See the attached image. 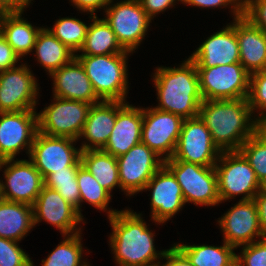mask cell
Instances as JSON below:
<instances>
[{
  "label": "cell",
  "mask_w": 266,
  "mask_h": 266,
  "mask_svg": "<svg viewBox=\"0 0 266 266\" xmlns=\"http://www.w3.org/2000/svg\"><path fill=\"white\" fill-rule=\"evenodd\" d=\"M133 211L124 209L108 217L112 227L109 245L114 261L118 266L159 265L166 249L156 250L155 233L148 228L142 215Z\"/></svg>",
  "instance_id": "1"
},
{
  "label": "cell",
  "mask_w": 266,
  "mask_h": 266,
  "mask_svg": "<svg viewBox=\"0 0 266 266\" xmlns=\"http://www.w3.org/2000/svg\"><path fill=\"white\" fill-rule=\"evenodd\" d=\"M199 117L221 151H238L242 144L261 128L247 98L203 100Z\"/></svg>",
  "instance_id": "2"
},
{
  "label": "cell",
  "mask_w": 266,
  "mask_h": 266,
  "mask_svg": "<svg viewBox=\"0 0 266 266\" xmlns=\"http://www.w3.org/2000/svg\"><path fill=\"white\" fill-rule=\"evenodd\" d=\"M153 73L158 110L170 112L183 119L199 115L203 102L195 63L188 57L179 67L158 66Z\"/></svg>",
  "instance_id": "3"
},
{
  "label": "cell",
  "mask_w": 266,
  "mask_h": 266,
  "mask_svg": "<svg viewBox=\"0 0 266 266\" xmlns=\"http://www.w3.org/2000/svg\"><path fill=\"white\" fill-rule=\"evenodd\" d=\"M129 54L133 53L75 55V58L83 66L101 100L127 102Z\"/></svg>",
  "instance_id": "4"
},
{
  "label": "cell",
  "mask_w": 266,
  "mask_h": 266,
  "mask_svg": "<svg viewBox=\"0 0 266 266\" xmlns=\"http://www.w3.org/2000/svg\"><path fill=\"white\" fill-rule=\"evenodd\" d=\"M214 168L221 203L239 195V200H251L259 192L256 173L239 151H222Z\"/></svg>",
  "instance_id": "5"
},
{
  "label": "cell",
  "mask_w": 266,
  "mask_h": 266,
  "mask_svg": "<svg viewBox=\"0 0 266 266\" xmlns=\"http://www.w3.org/2000/svg\"><path fill=\"white\" fill-rule=\"evenodd\" d=\"M164 165L176 177L185 204L209 207L221 203L214 166H201L185 161H164Z\"/></svg>",
  "instance_id": "6"
},
{
  "label": "cell",
  "mask_w": 266,
  "mask_h": 266,
  "mask_svg": "<svg viewBox=\"0 0 266 266\" xmlns=\"http://www.w3.org/2000/svg\"><path fill=\"white\" fill-rule=\"evenodd\" d=\"M111 0L103 11L105 21L115 33L120 45L135 52L147 34L152 19L147 15L139 0Z\"/></svg>",
  "instance_id": "7"
},
{
  "label": "cell",
  "mask_w": 266,
  "mask_h": 266,
  "mask_svg": "<svg viewBox=\"0 0 266 266\" xmlns=\"http://www.w3.org/2000/svg\"><path fill=\"white\" fill-rule=\"evenodd\" d=\"M49 106L37 113L38 131L48 136L69 137L78 140L91 104L53 96Z\"/></svg>",
  "instance_id": "8"
},
{
  "label": "cell",
  "mask_w": 266,
  "mask_h": 266,
  "mask_svg": "<svg viewBox=\"0 0 266 266\" xmlns=\"http://www.w3.org/2000/svg\"><path fill=\"white\" fill-rule=\"evenodd\" d=\"M203 100L247 98L250 73L241 63L196 68Z\"/></svg>",
  "instance_id": "9"
},
{
  "label": "cell",
  "mask_w": 266,
  "mask_h": 266,
  "mask_svg": "<svg viewBox=\"0 0 266 266\" xmlns=\"http://www.w3.org/2000/svg\"><path fill=\"white\" fill-rule=\"evenodd\" d=\"M77 141L37 131L28 158L43 179L56 171L66 170V167H80L82 150L75 147Z\"/></svg>",
  "instance_id": "10"
},
{
  "label": "cell",
  "mask_w": 266,
  "mask_h": 266,
  "mask_svg": "<svg viewBox=\"0 0 266 266\" xmlns=\"http://www.w3.org/2000/svg\"><path fill=\"white\" fill-rule=\"evenodd\" d=\"M0 171L5 180L0 179V198L33 205L44 186V179L34 164L29 159L2 160Z\"/></svg>",
  "instance_id": "11"
},
{
  "label": "cell",
  "mask_w": 266,
  "mask_h": 266,
  "mask_svg": "<svg viewBox=\"0 0 266 266\" xmlns=\"http://www.w3.org/2000/svg\"><path fill=\"white\" fill-rule=\"evenodd\" d=\"M222 151L212 140L204 121L198 116L184 119L175 152L165 161H185L215 166Z\"/></svg>",
  "instance_id": "12"
},
{
  "label": "cell",
  "mask_w": 266,
  "mask_h": 266,
  "mask_svg": "<svg viewBox=\"0 0 266 266\" xmlns=\"http://www.w3.org/2000/svg\"><path fill=\"white\" fill-rule=\"evenodd\" d=\"M27 63L0 72V113L36 110L40 87Z\"/></svg>",
  "instance_id": "13"
},
{
  "label": "cell",
  "mask_w": 266,
  "mask_h": 266,
  "mask_svg": "<svg viewBox=\"0 0 266 266\" xmlns=\"http://www.w3.org/2000/svg\"><path fill=\"white\" fill-rule=\"evenodd\" d=\"M116 159L121 191L129 197L144 191L149 180L164 165V160L143 143Z\"/></svg>",
  "instance_id": "14"
},
{
  "label": "cell",
  "mask_w": 266,
  "mask_h": 266,
  "mask_svg": "<svg viewBox=\"0 0 266 266\" xmlns=\"http://www.w3.org/2000/svg\"><path fill=\"white\" fill-rule=\"evenodd\" d=\"M184 119L155 107L143 108L141 143L147 145L164 161L171 159Z\"/></svg>",
  "instance_id": "15"
},
{
  "label": "cell",
  "mask_w": 266,
  "mask_h": 266,
  "mask_svg": "<svg viewBox=\"0 0 266 266\" xmlns=\"http://www.w3.org/2000/svg\"><path fill=\"white\" fill-rule=\"evenodd\" d=\"M38 131L37 111L0 113V161L15 159L21 150L29 156Z\"/></svg>",
  "instance_id": "16"
},
{
  "label": "cell",
  "mask_w": 266,
  "mask_h": 266,
  "mask_svg": "<svg viewBox=\"0 0 266 266\" xmlns=\"http://www.w3.org/2000/svg\"><path fill=\"white\" fill-rule=\"evenodd\" d=\"M217 222L223 232V240L236 249L265 237L254 199L239 200Z\"/></svg>",
  "instance_id": "17"
},
{
  "label": "cell",
  "mask_w": 266,
  "mask_h": 266,
  "mask_svg": "<svg viewBox=\"0 0 266 266\" xmlns=\"http://www.w3.org/2000/svg\"><path fill=\"white\" fill-rule=\"evenodd\" d=\"M32 207L34 228L43 220L57 228L64 236L82 232L79 224L86 223L78 211L57 190L45 185Z\"/></svg>",
  "instance_id": "18"
},
{
  "label": "cell",
  "mask_w": 266,
  "mask_h": 266,
  "mask_svg": "<svg viewBox=\"0 0 266 266\" xmlns=\"http://www.w3.org/2000/svg\"><path fill=\"white\" fill-rule=\"evenodd\" d=\"M147 190L151 191L150 218L157 225L172 219L185 205L181 187L165 165L146 184Z\"/></svg>",
  "instance_id": "19"
},
{
  "label": "cell",
  "mask_w": 266,
  "mask_h": 266,
  "mask_svg": "<svg viewBox=\"0 0 266 266\" xmlns=\"http://www.w3.org/2000/svg\"><path fill=\"white\" fill-rule=\"evenodd\" d=\"M195 50L189 58L195 63L196 68L240 63L236 19L207 37Z\"/></svg>",
  "instance_id": "20"
},
{
  "label": "cell",
  "mask_w": 266,
  "mask_h": 266,
  "mask_svg": "<svg viewBox=\"0 0 266 266\" xmlns=\"http://www.w3.org/2000/svg\"><path fill=\"white\" fill-rule=\"evenodd\" d=\"M127 103L102 100L97 104L91 105L83 131L78 139H85L80 146L82 151L100 150L105 147L112 133L117 113Z\"/></svg>",
  "instance_id": "21"
},
{
  "label": "cell",
  "mask_w": 266,
  "mask_h": 266,
  "mask_svg": "<svg viewBox=\"0 0 266 266\" xmlns=\"http://www.w3.org/2000/svg\"><path fill=\"white\" fill-rule=\"evenodd\" d=\"M49 76L53 80L54 97L84 101L91 105L102 101L96 95L83 66L76 58Z\"/></svg>",
  "instance_id": "22"
},
{
  "label": "cell",
  "mask_w": 266,
  "mask_h": 266,
  "mask_svg": "<svg viewBox=\"0 0 266 266\" xmlns=\"http://www.w3.org/2000/svg\"><path fill=\"white\" fill-rule=\"evenodd\" d=\"M143 108L129 102L117 113L110 137L102 149L118 158L141 143Z\"/></svg>",
  "instance_id": "23"
},
{
  "label": "cell",
  "mask_w": 266,
  "mask_h": 266,
  "mask_svg": "<svg viewBox=\"0 0 266 266\" xmlns=\"http://www.w3.org/2000/svg\"><path fill=\"white\" fill-rule=\"evenodd\" d=\"M240 63L250 73L266 70V34L243 15L236 18Z\"/></svg>",
  "instance_id": "24"
},
{
  "label": "cell",
  "mask_w": 266,
  "mask_h": 266,
  "mask_svg": "<svg viewBox=\"0 0 266 266\" xmlns=\"http://www.w3.org/2000/svg\"><path fill=\"white\" fill-rule=\"evenodd\" d=\"M24 10L0 11V33L14 52L23 59L33 52L37 35L42 27H36L22 17Z\"/></svg>",
  "instance_id": "25"
},
{
  "label": "cell",
  "mask_w": 266,
  "mask_h": 266,
  "mask_svg": "<svg viewBox=\"0 0 266 266\" xmlns=\"http://www.w3.org/2000/svg\"><path fill=\"white\" fill-rule=\"evenodd\" d=\"M32 205L0 198V237L20 242L33 230Z\"/></svg>",
  "instance_id": "26"
},
{
  "label": "cell",
  "mask_w": 266,
  "mask_h": 266,
  "mask_svg": "<svg viewBox=\"0 0 266 266\" xmlns=\"http://www.w3.org/2000/svg\"><path fill=\"white\" fill-rule=\"evenodd\" d=\"M34 51L35 53L32 54H35L37 62L48 72V75L75 58V53L43 26L37 35Z\"/></svg>",
  "instance_id": "27"
},
{
  "label": "cell",
  "mask_w": 266,
  "mask_h": 266,
  "mask_svg": "<svg viewBox=\"0 0 266 266\" xmlns=\"http://www.w3.org/2000/svg\"><path fill=\"white\" fill-rule=\"evenodd\" d=\"M92 23L89 28L83 46L79 53L75 55H107L118 53H132L126 51L118 42L115 33L104 18H98L97 15L89 16Z\"/></svg>",
  "instance_id": "28"
},
{
  "label": "cell",
  "mask_w": 266,
  "mask_h": 266,
  "mask_svg": "<svg viewBox=\"0 0 266 266\" xmlns=\"http://www.w3.org/2000/svg\"><path fill=\"white\" fill-rule=\"evenodd\" d=\"M82 165L110 194L116 187L121 189L116 157L104 150L81 151Z\"/></svg>",
  "instance_id": "29"
},
{
  "label": "cell",
  "mask_w": 266,
  "mask_h": 266,
  "mask_svg": "<svg viewBox=\"0 0 266 266\" xmlns=\"http://www.w3.org/2000/svg\"><path fill=\"white\" fill-rule=\"evenodd\" d=\"M190 260L192 266H226L237 255L224 240L222 246L174 243Z\"/></svg>",
  "instance_id": "30"
},
{
  "label": "cell",
  "mask_w": 266,
  "mask_h": 266,
  "mask_svg": "<svg viewBox=\"0 0 266 266\" xmlns=\"http://www.w3.org/2000/svg\"><path fill=\"white\" fill-rule=\"evenodd\" d=\"M76 179L80 191V215L83 218L81 213L83 202L90 204L97 210L106 212L107 217L118 212L116 209L108 208L112 195L97 182V179L83 165L78 168Z\"/></svg>",
  "instance_id": "31"
},
{
  "label": "cell",
  "mask_w": 266,
  "mask_h": 266,
  "mask_svg": "<svg viewBox=\"0 0 266 266\" xmlns=\"http://www.w3.org/2000/svg\"><path fill=\"white\" fill-rule=\"evenodd\" d=\"M82 233L64 235L61 241L46 259L41 260V266H90L86 259H83L84 248L82 244ZM32 266L34 262H32Z\"/></svg>",
  "instance_id": "32"
},
{
  "label": "cell",
  "mask_w": 266,
  "mask_h": 266,
  "mask_svg": "<svg viewBox=\"0 0 266 266\" xmlns=\"http://www.w3.org/2000/svg\"><path fill=\"white\" fill-rule=\"evenodd\" d=\"M89 25L78 18L65 17L55 21L49 31L75 54L84 44Z\"/></svg>",
  "instance_id": "33"
},
{
  "label": "cell",
  "mask_w": 266,
  "mask_h": 266,
  "mask_svg": "<svg viewBox=\"0 0 266 266\" xmlns=\"http://www.w3.org/2000/svg\"><path fill=\"white\" fill-rule=\"evenodd\" d=\"M78 168L66 167V170L56 171L44 179V185L57 190L80 214V191L76 179Z\"/></svg>",
  "instance_id": "34"
},
{
  "label": "cell",
  "mask_w": 266,
  "mask_h": 266,
  "mask_svg": "<svg viewBox=\"0 0 266 266\" xmlns=\"http://www.w3.org/2000/svg\"><path fill=\"white\" fill-rule=\"evenodd\" d=\"M251 165L259 182L266 176V127H261L238 150Z\"/></svg>",
  "instance_id": "35"
},
{
  "label": "cell",
  "mask_w": 266,
  "mask_h": 266,
  "mask_svg": "<svg viewBox=\"0 0 266 266\" xmlns=\"http://www.w3.org/2000/svg\"><path fill=\"white\" fill-rule=\"evenodd\" d=\"M247 99L258 125L266 127V70L250 74Z\"/></svg>",
  "instance_id": "36"
},
{
  "label": "cell",
  "mask_w": 266,
  "mask_h": 266,
  "mask_svg": "<svg viewBox=\"0 0 266 266\" xmlns=\"http://www.w3.org/2000/svg\"><path fill=\"white\" fill-rule=\"evenodd\" d=\"M32 262L19 242L0 237V266H32Z\"/></svg>",
  "instance_id": "37"
},
{
  "label": "cell",
  "mask_w": 266,
  "mask_h": 266,
  "mask_svg": "<svg viewBox=\"0 0 266 266\" xmlns=\"http://www.w3.org/2000/svg\"><path fill=\"white\" fill-rule=\"evenodd\" d=\"M236 255L243 266H266V237L243 245Z\"/></svg>",
  "instance_id": "38"
},
{
  "label": "cell",
  "mask_w": 266,
  "mask_h": 266,
  "mask_svg": "<svg viewBox=\"0 0 266 266\" xmlns=\"http://www.w3.org/2000/svg\"><path fill=\"white\" fill-rule=\"evenodd\" d=\"M243 16L266 34V0H244Z\"/></svg>",
  "instance_id": "39"
},
{
  "label": "cell",
  "mask_w": 266,
  "mask_h": 266,
  "mask_svg": "<svg viewBox=\"0 0 266 266\" xmlns=\"http://www.w3.org/2000/svg\"><path fill=\"white\" fill-rule=\"evenodd\" d=\"M181 4L189 5L191 7L199 8H224L228 7L231 9V14L234 16L233 19L239 18L243 15V5L237 0H181Z\"/></svg>",
  "instance_id": "40"
},
{
  "label": "cell",
  "mask_w": 266,
  "mask_h": 266,
  "mask_svg": "<svg viewBox=\"0 0 266 266\" xmlns=\"http://www.w3.org/2000/svg\"><path fill=\"white\" fill-rule=\"evenodd\" d=\"M20 57L0 33V72L16 67Z\"/></svg>",
  "instance_id": "41"
},
{
  "label": "cell",
  "mask_w": 266,
  "mask_h": 266,
  "mask_svg": "<svg viewBox=\"0 0 266 266\" xmlns=\"http://www.w3.org/2000/svg\"><path fill=\"white\" fill-rule=\"evenodd\" d=\"M147 15L153 20L156 15L174 7L181 0H139ZM177 1V2H176Z\"/></svg>",
  "instance_id": "42"
},
{
  "label": "cell",
  "mask_w": 266,
  "mask_h": 266,
  "mask_svg": "<svg viewBox=\"0 0 266 266\" xmlns=\"http://www.w3.org/2000/svg\"><path fill=\"white\" fill-rule=\"evenodd\" d=\"M163 259L166 260V263L161 264L160 262L159 266H192L187 256L175 244L166 249Z\"/></svg>",
  "instance_id": "43"
},
{
  "label": "cell",
  "mask_w": 266,
  "mask_h": 266,
  "mask_svg": "<svg viewBox=\"0 0 266 266\" xmlns=\"http://www.w3.org/2000/svg\"><path fill=\"white\" fill-rule=\"evenodd\" d=\"M77 11L96 16L97 9L105 10L111 0H69Z\"/></svg>",
  "instance_id": "44"
},
{
  "label": "cell",
  "mask_w": 266,
  "mask_h": 266,
  "mask_svg": "<svg viewBox=\"0 0 266 266\" xmlns=\"http://www.w3.org/2000/svg\"><path fill=\"white\" fill-rule=\"evenodd\" d=\"M258 208V217L263 235L266 237V192H258L254 197Z\"/></svg>",
  "instance_id": "45"
},
{
  "label": "cell",
  "mask_w": 266,
  "mask_h": 266,
  "mask_svg": "<svg viewBox=\"0 0 266 266\" xmlns=\"http://www.w3.org/2000/svg\"><path fill=\"white\" fill-rule=\"evenodd\" d=\"M32 1L33 0H0V11H25Z\"/></svg>",
  "instance_id": "46"
},
{
  "label": "cell",
  "mask_w": 266,
  "mask_h": 266,
  "mask_svg": "<svg viewBox=\"0 0 266 266\" xmlns=\"http://www.w3.org/2000/svg\"><path fill=\"white\" fill-rule=\"evenodd\" d=\"M226 266H243L241 261L235 256Z\"/></svg>",
  "instance_id": "47"
},
{
  "label": "cell",
  "mask_w": 266,
  "mask_h": 266,
  "mask_svg": "<svg viewBox=\"0 0 266 266\" xmlns=\"http://www.w3.org/2000/svg\"><path fill=\"white\" fill-rule=\"evenodd\" d=\"M259 192H266V176L260 181Z\"/></svg>",
  "instance_id": "48"
},
{
  "label": "cell",
  "mask_w": 266,
  "mask_h": 266,
  "mask_svg": "<svg viewBox=\"0 0 266 266\" xmlns=\"http://www.w3.org/2000/svg\"><path fill=\"white\" fill-rule=\"evenodd\" d=\"M241 5H244V0H237Z\"/></svg>",
  "instance_id": "49"
}]
</instances>
